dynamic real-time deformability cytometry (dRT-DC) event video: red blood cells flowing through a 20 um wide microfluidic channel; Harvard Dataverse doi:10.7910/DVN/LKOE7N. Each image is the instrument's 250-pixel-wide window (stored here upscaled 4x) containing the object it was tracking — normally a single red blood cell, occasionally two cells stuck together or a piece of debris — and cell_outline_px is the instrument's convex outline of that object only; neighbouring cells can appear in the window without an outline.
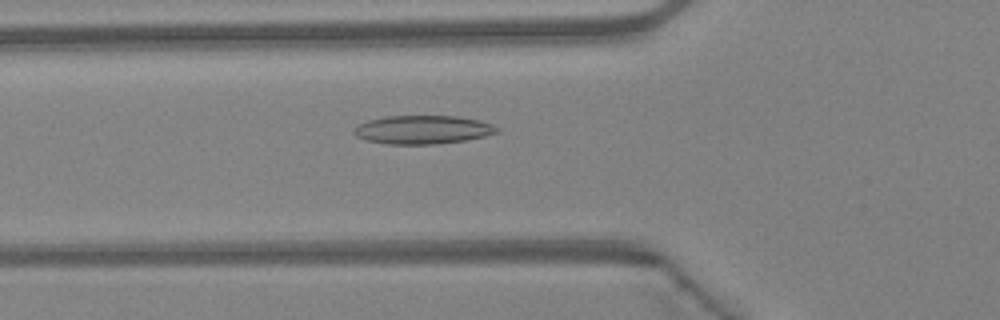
{"species": "Egyptian fruit bat (a non-hibernating species)", "species_latin": "Rousettus aegyptiacus", "temperature_condition": "warm", "stored_images_in_passage": 34, "camera_frame_rate_fps": 3000, "um_per_image_px": 0.085, "animal": {"sex": "female"}, "frame": {"image": 1, "passage_image": 4, "time_ms": 1.0, "image_size_px": [1000, 320], "cell_outline_px": [[500, 132], [468, 140], [436, 144], [388, 144], [364, 140], [356, 136], [352, 132], [360, 124], [368, 120], [388, 116], [456, 116], [480, 120], [492, 124], [500, 128]], "centroid_in_image_um": [35.97, 11.03], "position_along_channel_um": 89.8, "area_um2": 23.87}}
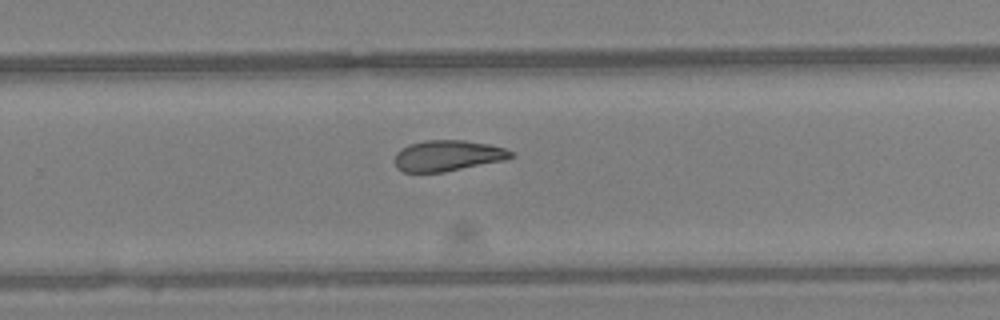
{"frame": {"image": 2, "passage_image": 18, "time_ms": 5.667, "image_size_px": [1000, 320], "cell_outline_px": [[512, 156], [504, 160], [444, 172], [404, 172], [396, 168], [396, 152], [400, 148], [408, 144], [424, 140], [464, 140], [488, 144], [504, 148], [512, 152]], "centroid_in_image_um": [38.01, 13.22], "position_along_channel_um": 291.8, "area_um2": 20.81}}
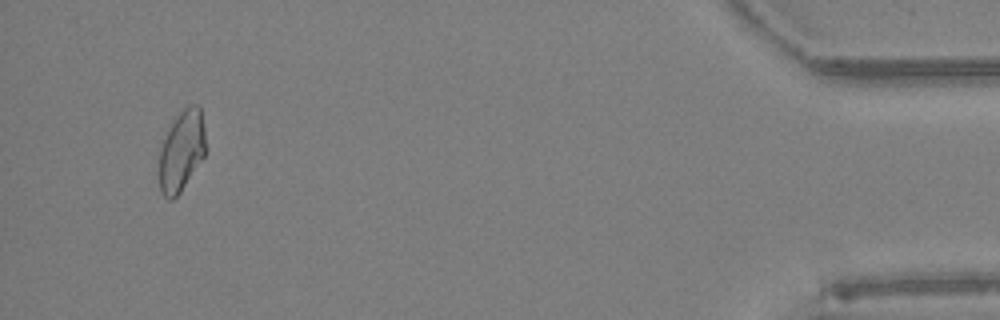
{"frame": {"image": 3, "passage_image": 32, "time_ms": 10.333, "image_size_px": [1000, 320], "cell_outline_px": [[204, 156], [180, 192], [172, 200], [168, 200], [160, 192], [160, 148], [176, 116], [184, 108], [192, 104], [196, 104], [200, 108], [204, 128]], "centroid_in_image_um": [15.43, 12.84], "position_along_channel_um": 419.8, "area_um2": 21.27}, "authors_computed_cell_mechanics": {"area_um2": 21.5305, "velocity_mm_per_s": 4.3441, "shape_relaxation_time_tau1_ms": null, "shape_relaxation_time_tau2_ms": 5.1178, "deformation_change_tau1": null, "deformation_change_tau2": 0.1312}}